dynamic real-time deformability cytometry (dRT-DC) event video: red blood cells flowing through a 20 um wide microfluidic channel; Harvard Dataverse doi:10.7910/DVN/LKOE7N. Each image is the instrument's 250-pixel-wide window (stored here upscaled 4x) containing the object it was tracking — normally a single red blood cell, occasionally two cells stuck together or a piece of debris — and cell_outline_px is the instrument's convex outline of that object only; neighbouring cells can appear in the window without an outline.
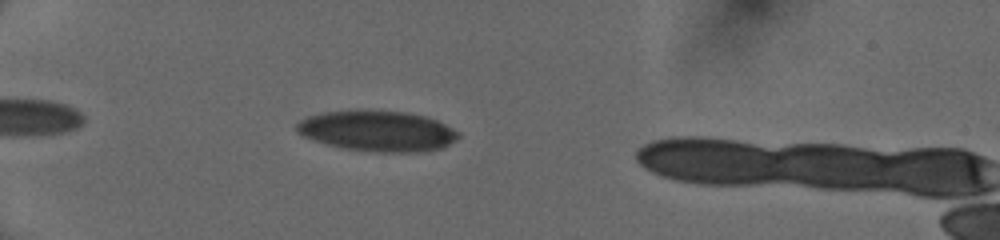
{"species": "human", "species_latin": "Homo sapiens", "temperature_condition": "cold", "stored_images_in_passage": 36, "camera_frame_rate_fps": 3000, "um_per_image_px": 0.085, "donor": {"sex": "female"}, "frame": {"image": 1, "passage_image": 5, "time_ms": 1.333, "image_size_px": [1000, 240], "cell_outline_px": [[460, 136], [456, 140], [440, 148], [420, 152], [376, 152], [340, 148], [304, 136], [296, 132], [296, 124], [300, 120], [308, 116], [324, 112], [356, 108], [360, 108], [408, 112], [424, 116], [436, 120], [460, 132]], "centroid_in_image_um": [32.06, 11.1], "position_along_channel_um": 52.9, "area_um2": 38.84}}
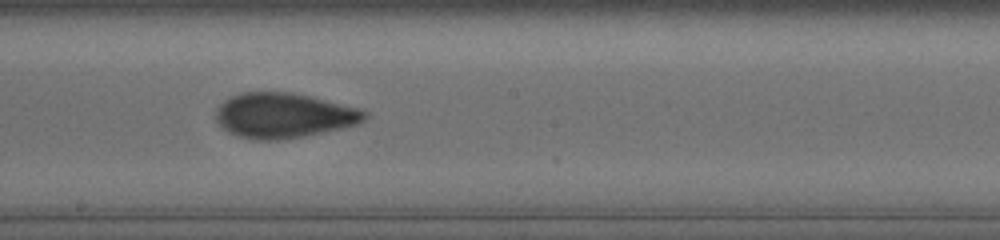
{"frame": {"image": 2, "passage_image": 20, "time_ms": 6.333, "image_size_px": [1000, 240], "cell_outline_px": [[368, 116], [364, 120], [356, 124], [340, 128], [304, 136], [280, 140], [252, 140], [228, 132], [216, 120], [216, 108], [224, 100], [240, 92], [292, 92], [312, 96], [356, 108], [368, 112]], "centroid_in_image_um": [24.09, 9.81], "position_along_channel_um": 224.1, "area_um2": 38.9}}
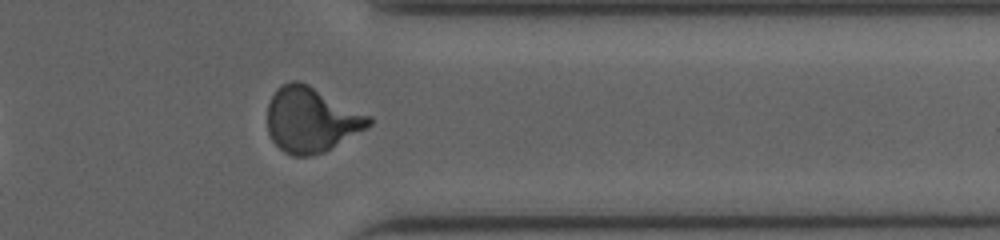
{"frame": {"image": 3, "passage_image": 32, "time_ms": 10.333, "image_size_px": [1000, 240], "cell_outline_px": [[372, 124], [368, 128], [324, 152], [312, 156], [292, 156], [284, 152], [272, 140], [268, 132], [268, 104], [276, 88], [280, 84], [292, 80], [300, 80], [372, 116]], "centroid_in_image_um": [26.46, 10.17], "position_along_channel_um": 384.9, "area_um2": 38.78}, "authors_computed_cell_mechanics": {"area_um2": 37.9746, "velocity_mm_per_s": 4.0641, "shape_relaxation_time_tau1_ms": 6.7205, "shape_relaxation_time_tau2_ms": 1.1123, "deformation_change_tau1": 0.2022, "deformation_change_tau2": 0.0749}}